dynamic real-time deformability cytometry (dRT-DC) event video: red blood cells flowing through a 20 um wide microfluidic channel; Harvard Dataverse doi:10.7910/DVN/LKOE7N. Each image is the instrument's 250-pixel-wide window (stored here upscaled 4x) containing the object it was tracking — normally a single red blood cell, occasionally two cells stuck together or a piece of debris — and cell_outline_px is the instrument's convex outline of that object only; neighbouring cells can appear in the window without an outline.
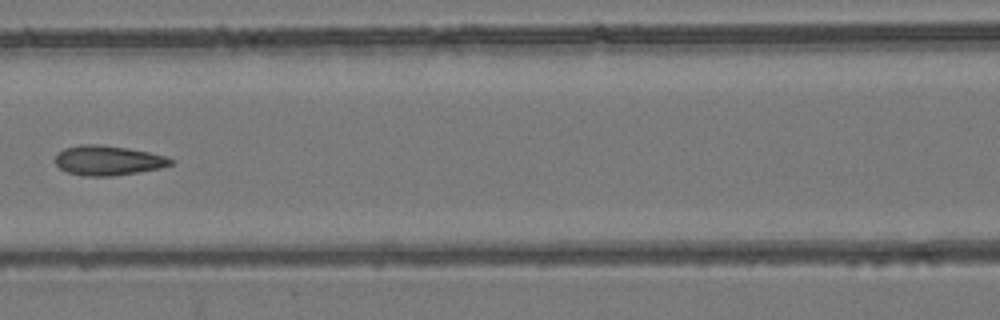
{"species": "common noctule bat (a hibernating species)", "species_latin": "Nyctalus noctula", "temperature_condition": "room temperature", "stored_images_in_passage": 3, "camera_frame_rate_fps": 3000, "um_per_image_px": 0.085, "animal": {"sex": "female", "body_mass_g": 24.6, "forearm_length_mm": 56.2}, "frame": {"image": 1, "passage_image": 3, "time_ms": 2.333, "image_size_px": [1000, 320], "cell_outline_px": [[176, 160], [172, 164], [160, 168], [112, 176], [84, 176], [68, 172], [60, 168], [56, 164], [56, 156], [64, 148], [80, 144], [96, 144], [128, 148], [148, 152], [164, 156]], "centroid_in_image_um": [9.18, 13.63], "position_along_channel_um": 157.4, "area_um2": 19.83}}